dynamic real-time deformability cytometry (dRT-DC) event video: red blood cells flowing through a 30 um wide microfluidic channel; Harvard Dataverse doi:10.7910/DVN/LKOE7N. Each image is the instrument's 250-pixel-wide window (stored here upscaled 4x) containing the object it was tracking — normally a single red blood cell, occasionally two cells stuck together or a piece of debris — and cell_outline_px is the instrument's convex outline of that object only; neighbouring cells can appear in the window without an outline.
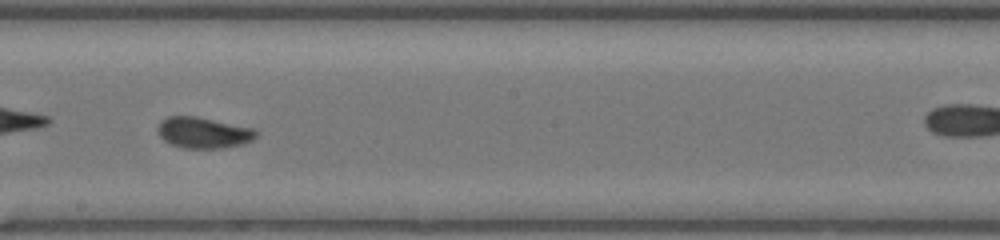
{"species": "common noctule bat (a hibernating species)", "species_latin": "Nyctalus noctula", "temperature_condition": "room temperature", "stored_images_in_passage": 39, "camera_frame_rate_fps": 3000, "um_per_image_px": 0.085, "animal": {"sex": "female", "body_mass_g": 20.0, "forearm_length_mm": 54.0}, "frame": {"image": 1, "passage_image": 17, "time_ms": 5.333, "image_size_px": [1000, 240], "cell_outline_px": [[260, 132], [252, 140], [244, 144], [220, 148], [184, 148], [172, 144], [164, 140], [160, 136], [156, 128], [160, 120], [168, 116], [196, 116], [256, 128]], "centroid_in_image_um": [17.31, 11.26], "position_along_channel_um": 230.9, "area_um2": 18.03}, "authors_computed_cell_mechanics": {"area_um2": 17.6868, "velocity_mm_per_s": 4.3149, "shape_relaxation_time_tau1_ms": 9.4597, "shape_relaxation_time_tau2_ms": 0.6454, "deformation_change_tau1": 0.1904, "deformation_change_tau2": 0.0457}}